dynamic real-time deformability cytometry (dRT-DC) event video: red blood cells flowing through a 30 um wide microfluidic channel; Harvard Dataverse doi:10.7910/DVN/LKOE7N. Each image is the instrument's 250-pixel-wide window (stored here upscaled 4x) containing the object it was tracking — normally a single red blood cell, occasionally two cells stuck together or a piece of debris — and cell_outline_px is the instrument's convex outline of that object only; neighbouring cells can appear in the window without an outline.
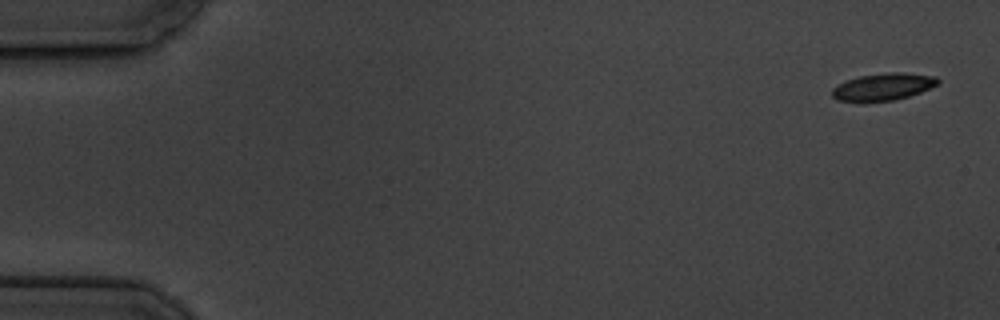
{"species": "common noctule bat (a hibernating species)", "species_latin": "Nyctalus noctula", "temperature_condition": "cold", "stored_images_in_passage": 10, "camera_frame_rate_fps": 3000, "um_per_image_px": 0.085, "animal": {"sex": "male", "body_mass_g": 19.5, "forearm_length_mm": 54.6}, "frame": {"image": 1, "passage_image": 1, "time_ms": 0.0, "image_size_px": [1000, 320], "cell_outline_px": [[940, 80], [936, 84], [920, 92], [908, 96], [892, 100], [836, 100], [832, 96], [832, 88], [848, 80], [860, 76], [888, 72], [904, 72], [936, 76]], "centroid_in_image_um": [75.1, 7.34], "position_along_channel_um": 9.9, "area_um2": 16.18}}
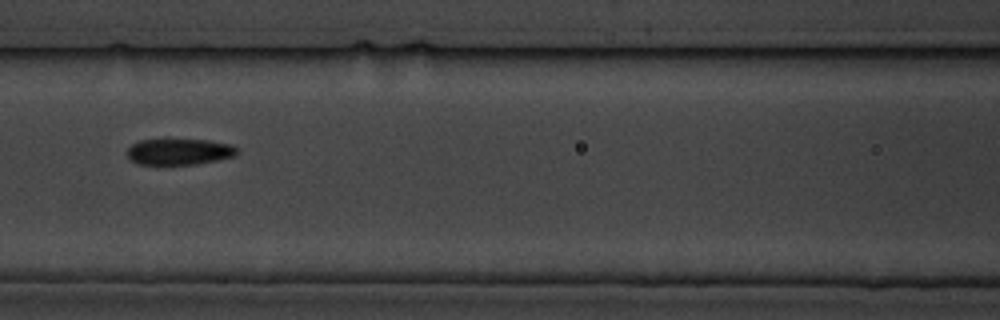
{"frame": {"image": 2, "passage_image": 8, "time_ms": 8.0, "image_size_px": [1000, 320], "cell_outline_px": [[236, 156], [196, 164], [136, 164], [128, 156], [128, 148], [132, 144], [140, 140], [208, 140], [232, 144], [236, 148]], "centroid_in_image_um": [15.24, 12.89], "position_along_channel_um": 151.4, "area_um2": 16.53}}
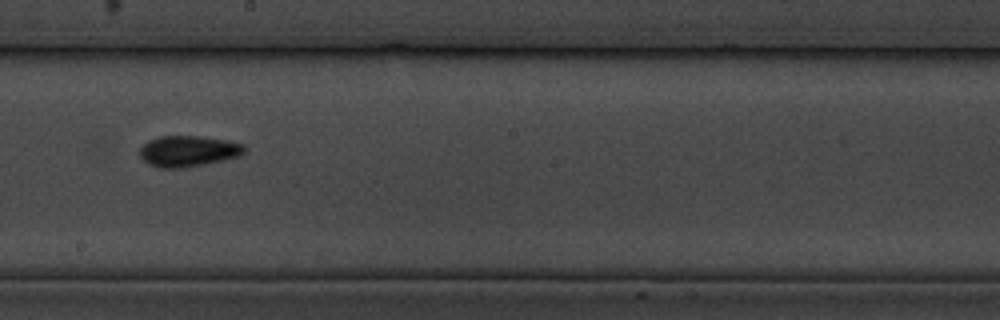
{"frame": {"image": 3, "passage_image": 10, "time_ms": 10.333, "image_size_px": [1000, 320], "cell_outline_px": [[248, 148], [240, 156], [224, 160], [184, 168], [160, 168], [148, 164], [140, 156], [140, 148], [148, 140], [160, 136], [200, 136], [228, 140], [244, 144]], "centroid_in_image_um": [16.03, 12.84], "position_along_channel_um": 232.2, "area_um2": 19.07}}